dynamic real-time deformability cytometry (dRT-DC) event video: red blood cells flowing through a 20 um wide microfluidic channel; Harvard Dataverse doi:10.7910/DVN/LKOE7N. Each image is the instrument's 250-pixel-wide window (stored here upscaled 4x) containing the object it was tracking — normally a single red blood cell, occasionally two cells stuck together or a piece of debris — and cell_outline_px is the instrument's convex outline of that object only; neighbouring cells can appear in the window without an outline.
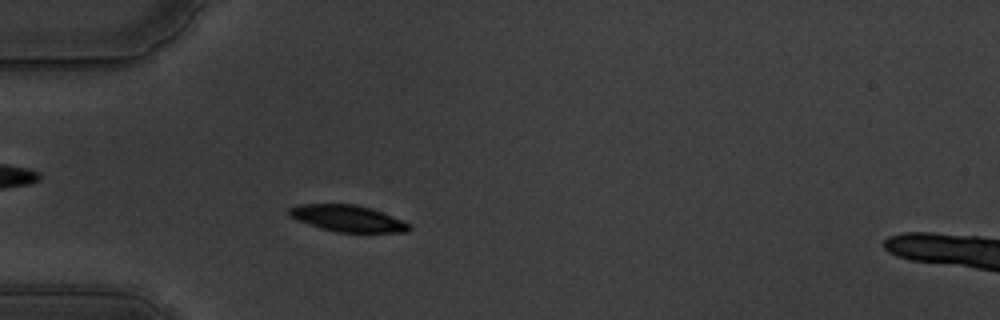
{"species": "common noctule bat (a hibernating species)", "species_latin": "Nyctalus noctula", "temperature_condition": "warm", "stored_images_in_passage": 25, "camera_frame_rate_fps": 3000, "um_per_image_px": 0.085, "animal": {"sex": "male", "body_mass_g": 19.5, "forearm_length_mm": 54.6}, "frame": {"image": 1, "passage_image": 11, "time_ms": 3.333, "image_size_px": [1000, 320], "cell_outline_px": [[412, 228], [408, 232], [336, 232], [320, 228], [288, 216], [288, 208], [300, 204], [356, 204], [372, 208], [404, 220], [412, 224]], "centroid_in_image_um": [29.6, 18.56], "position_along_channel_um": 55.4, "area_um2": 18.73}}
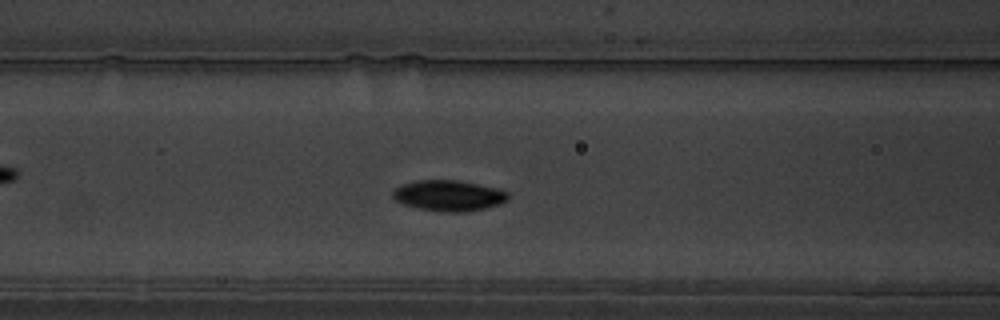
{"frame": {"image": 2, "passage_image": 18, "time_ms": 5.667, "image_size_px": [1000, 320], "cell_outline_px": [[508, 200], [500, 204], [468, 212], [440, 212], [416, 208], [404, 204], [396, 200], [392, 196], [392, 192], [396, 188], [404, 184], [416, 180], [456, 180], [496, 188], [508, 192]], "centroid_in_image_um": [38.13, 16.64], "position_along_channel_um": 128.5, "area_um2": 20.63}}
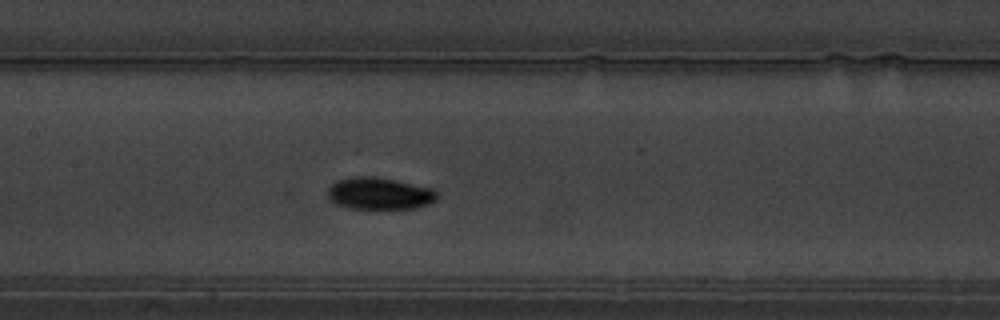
{"frame": {"image": 3, "passage_image": 22, "time_ms": 7.0, "image_size_px": [1000, 320], "cell_outline_px": [[440, 196], [436, 200], [428, 204], [416, 208], [376, 212], [348, 208], [336, 204], [328, 196], [328, 188], [336, 180], [352, 176], [372, 176], [396, 180], [432, 188], [440, 192]], "centroid_in_image_um": [32.29, 16.5], "position_along_channel_um": 175.1, "area_um2": 21.5}}